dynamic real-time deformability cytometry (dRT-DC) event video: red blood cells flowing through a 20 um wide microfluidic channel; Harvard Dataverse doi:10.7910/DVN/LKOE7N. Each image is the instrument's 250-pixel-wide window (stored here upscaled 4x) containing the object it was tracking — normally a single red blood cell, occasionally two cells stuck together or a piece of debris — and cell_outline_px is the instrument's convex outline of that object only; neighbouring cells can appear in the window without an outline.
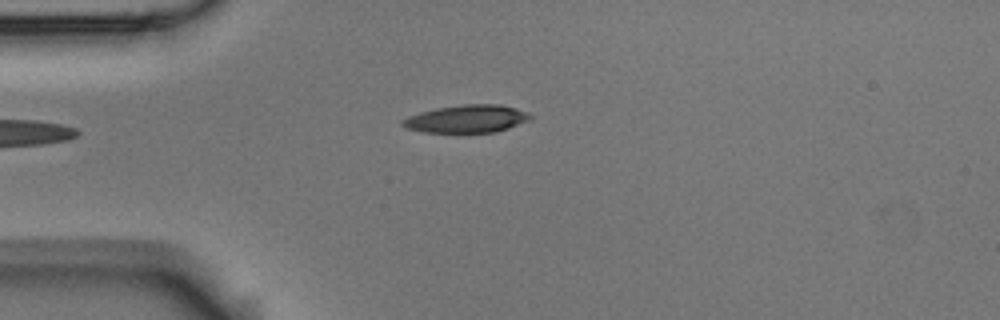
{"species": "Egyptian fruit bat (a non-hibernating species)", "species_latin": "Rousettus aegyptiacus", "temperature_condition": "room temperature", "stored_images_in_passage": 4, "camera_frame_rate_fps": 3000, "um_per_image_px": 0.085, "animal": {"sex": "male"}, "frame": {"image": 1, "passage_image": 4, "time_ms": 1.0, "image_size_px": [1000, 320], "cell_outline_px": [[532, 116], [528, 120], [508, 128], [496, 132], [424, 132], [408, 128], [400, 124], [400, 120], [408, 116], [420, 112], [436, 108], [464, 104], [500, 104], [516, 108], [528, 112]], "centroid_in_image_um": [39.66, 10.09], "position_along_channel_um": 45.3, "area_um2": 20.58}}